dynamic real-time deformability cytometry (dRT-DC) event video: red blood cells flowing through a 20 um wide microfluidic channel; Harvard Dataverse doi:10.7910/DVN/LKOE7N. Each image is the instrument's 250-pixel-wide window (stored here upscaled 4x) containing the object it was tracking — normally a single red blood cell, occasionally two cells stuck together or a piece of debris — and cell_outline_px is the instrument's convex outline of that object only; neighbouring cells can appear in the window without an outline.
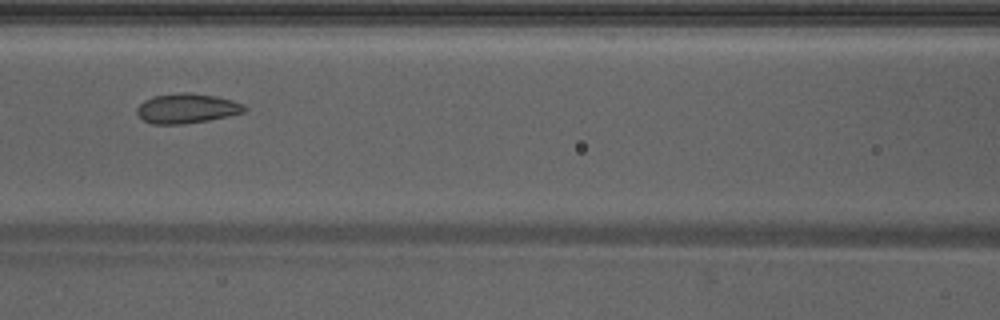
{"species": "Egyptian fruit bat (a non-hibernating species)", "species_latin": "Rousettus aegyptiacus", "temperature_condition": "warm", "stored_images_in_passage": 30, "camera_frame_rate_fps": 3000, "um_per_image_px": 0.085, "animal": {"sex": "male"}, "frame": {"image": 1, "passage_image": 9, "time_ms": 2.667, "image_size_px": [1000, 320], "cell_outline_px": [[248, 108], [244, 112], [228, 116], [208, 120], [184, 124], [152, 124], [144, 120], [136, 112], [136, 108], [144, 100], [152, 96], [180, 92], [188, 92], [216, 96], [232, 100], [244, 104]], "centroid_in_image_um": [15.88, 9.21], "position_along_channel_um": 150.7, "area_um2": 18.73}}
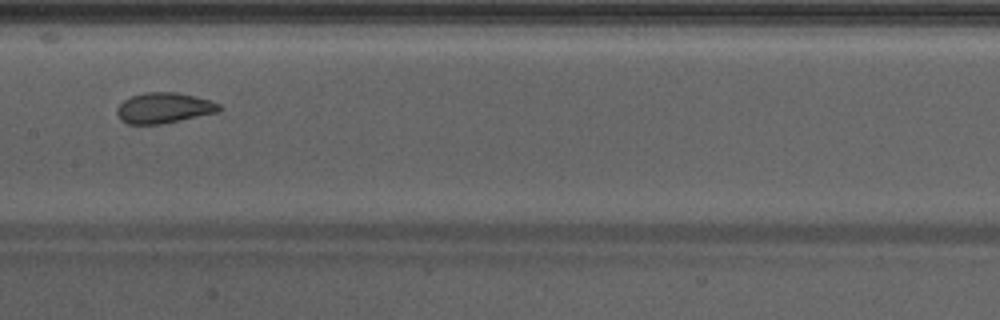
{"frame": {"image": 2, "passage_image": 12, "time_ms": 3.667, "image_size_px": [1000, 320], "cell_outline_px": [[224, 108], [216, 112], [180, 120], [160, 124], [128, 124], [120, 120], [116, 112], [116, 108], [124, 100], [132, 96], [144, 92], [176, 92], [196, 96], [212, 100], [220, 104]], "centroid_in_image_um": [13.94, 9.16], "position_along_channel_um": 193.5, "area_um2": 18.26}}
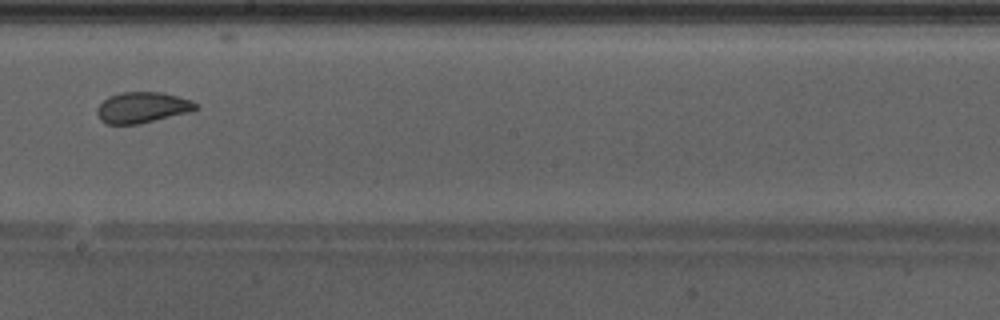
{"frame": {"image": 3, "passage_image": 15, "time_ms": 4.667, "image_size_px": [1000, 320], "cell_outline_px": [[200, 108], [188, 112], [140, 124], [108, 124], [100, 120], [96, 112], [96, 108], [108, 96], [120, 92], [164, 92], [192, 100], [200, 104]], "centroid_in_image_um": [12.12, 9.13], "position_along_channel_um": 236.1, "area_um2": 17.98}}